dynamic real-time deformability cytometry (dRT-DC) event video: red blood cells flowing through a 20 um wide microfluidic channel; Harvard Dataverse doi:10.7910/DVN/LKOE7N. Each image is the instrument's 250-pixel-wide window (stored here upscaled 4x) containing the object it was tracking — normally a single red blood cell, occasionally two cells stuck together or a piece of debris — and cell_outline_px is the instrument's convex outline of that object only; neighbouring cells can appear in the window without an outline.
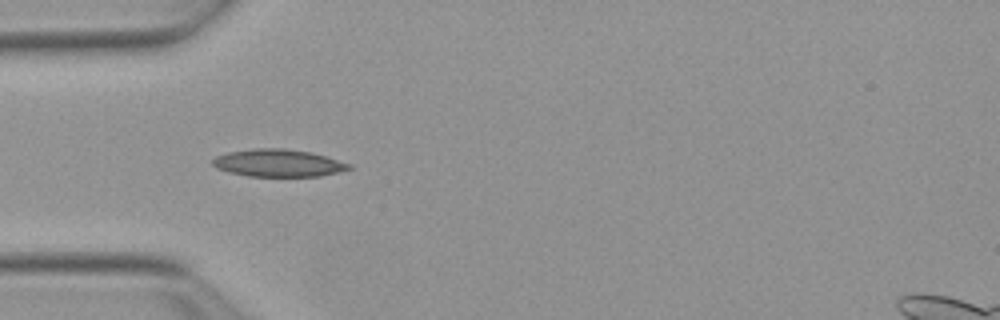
{"species": "Egyptian fruit bat (a non-hibernating species)", "species_latin": "Rousettus aegyptiacus", "temperature_condition": "warm", "stored_images_in_passage": 38, "camera_frame_rate_fps": 3000, "um_per_image_px": 0.085, "animal": {"sex": "female"}, "frame": {"image": 1, "passage_image": 1, "time_ms": 0.0, "image_size_px": [1000, 320], "cell_outline_px": [[352, 168], [340, 172], [320, 176], [248, 176], [228, 172], [216, 168], [212, 164], [212, 160], [216, 156], [228, 152], [252, 148], [284, 148], [312, 152], [352, 164]], "centroid_in_image_um": [23.66, 13.85], "position_along_channel_um": 61.3, "area_um2": 21.96}}
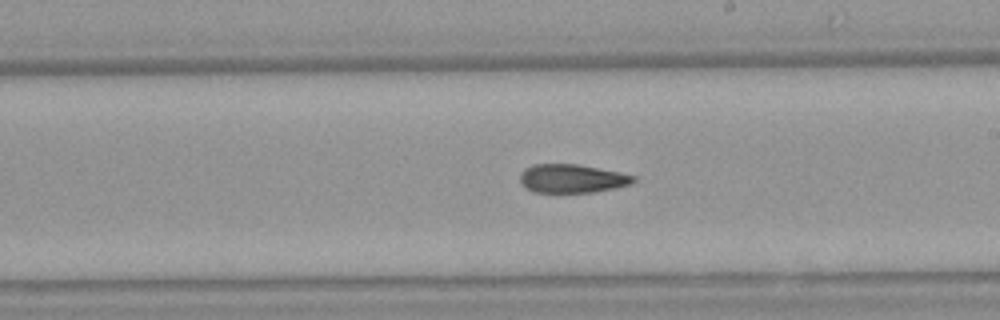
{"frame": {"image": 2, "passage_image": 15, "time_ms": 4.667, "image_size_px": [1000, 320], "cell_outline_px": [[636, 180], [632, 184], [616, 188], [592, 192], [532, 192], [520, 184], [520, 172], [524, 168], [532, 164], [576, 164], [620, 172], [636, 176]], "centroid_in_image_um": [48.6, 15.17], "position_along_channel_um": 240.4, "area_um2": 19.07}}
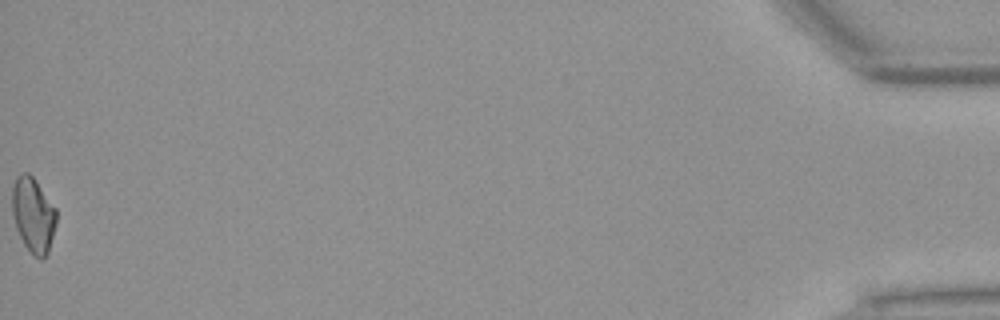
{"frame": {"image": 3, "passage_image": 38, "time_ms": 12.333, "image_size_px": [1000, 320], "cell_outline_px": [[56, 224], [48, 252], [44, 260], [40, 260], [24, 244], [16, 228], [12, 212], [12, 188], [16, 176], [20, 172], [28, 172], [36, 180], [56, 208]], "centroid_in_image_um": [2.82, 18.23], "position_along_channel_um": 432.4, "area_um2": 19.36}, "authors_computed_cell_mechanics": {"area_um2": 19.652, "velocity_mm_per_s": 3.8727, "shape_relaxation_time_tau1_ms": null, "shape_relaxation_time_tau2_ms": 5.7841, "deformation_change_tau1": null, "deformation_change_tau2": 0.1418}}